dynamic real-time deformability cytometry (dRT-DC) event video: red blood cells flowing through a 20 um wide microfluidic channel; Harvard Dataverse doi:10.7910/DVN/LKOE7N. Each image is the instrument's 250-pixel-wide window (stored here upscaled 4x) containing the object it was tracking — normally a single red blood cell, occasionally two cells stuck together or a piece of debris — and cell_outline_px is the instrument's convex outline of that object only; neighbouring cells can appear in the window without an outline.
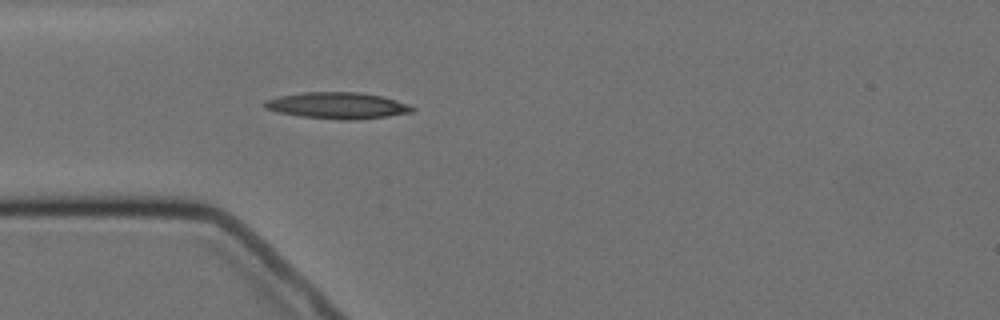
{"species": "Egyptian fruit bat (a non-hibernating species)", "species_latin": "Rousettus aegyptiacus", "temperature_condition": "cold", "stored_images_in_passage": 4, "camera_frame_rate_fps": 3000, "um_per_image_px": 0.085, "animal": {"sex": "female"}, "frame": {"image": 1, "passage_image": 4, "time_ms": 3.667, "image_size_px": [1000, 320], "cell_outline_px": [[416, 108], [412, 112], [388, 116], [356, 120], [340, 120], [300, 116], [276, 112], [264, 108], [264, 100], [280, 96], [304, 92], [360, 92], [380, 96], [396, 100], [408, 104]], "centroid_in_image_um": [28.67, 8.97], "position_along_channel_um": 56.3, "area_um2": 22.77}}